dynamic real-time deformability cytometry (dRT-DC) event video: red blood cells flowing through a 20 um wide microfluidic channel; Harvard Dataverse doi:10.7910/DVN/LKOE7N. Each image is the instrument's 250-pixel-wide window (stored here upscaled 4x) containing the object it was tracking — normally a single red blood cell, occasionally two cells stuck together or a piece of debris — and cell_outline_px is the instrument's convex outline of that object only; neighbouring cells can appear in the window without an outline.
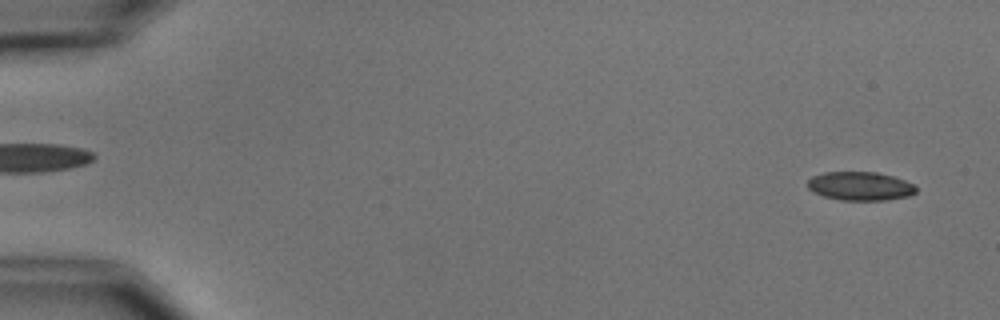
{"species": "common noctule bat (a hibernating species)", "species_latin": "Nyctalus noctula", "temperature_condition": "cold", "stored_images_in_passage": 6, "segment_of_instrument_passage": [2, 2], "camera_frame_rate_fps": 3000, "um_per_image_px": 0.085, "animal": {"sex": "male", "body_mass_g": 15.6}, "frame": {"image": 1, "passage_image": 6, "time_ms": 5.667, "image_size_px": [1000, 320], "cell_outline_px": [[916, 192], [908, 196], [884, 200], [840, 200], [824, 196], [812, 192], [808, 188], [808, 180], [812, 176], [824, 172], [876, 172], [892, 176], [916, 184]], "centroid_in_image_um": [73.11, 15.82], "position_along_channel_um": 11.9, "area_um2": 18.15}}